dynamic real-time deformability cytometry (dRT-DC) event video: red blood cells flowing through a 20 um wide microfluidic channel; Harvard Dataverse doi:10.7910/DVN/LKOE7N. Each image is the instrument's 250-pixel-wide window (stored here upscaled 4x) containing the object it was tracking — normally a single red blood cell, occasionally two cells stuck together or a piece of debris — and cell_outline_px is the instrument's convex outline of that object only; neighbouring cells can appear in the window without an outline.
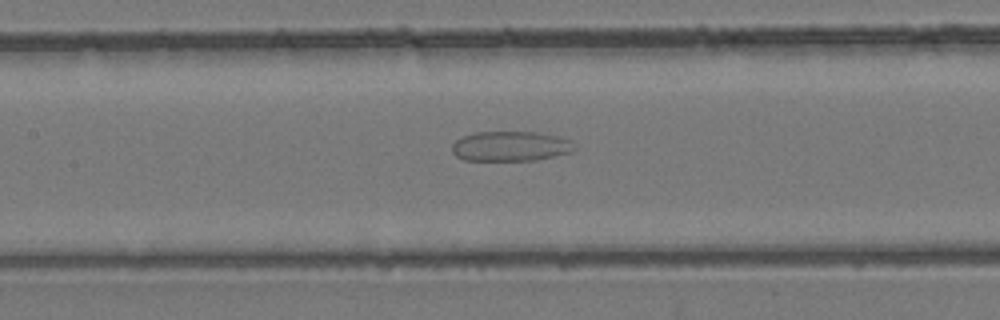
{"species": "common noctule bat (a hibernating species)", "species_latin": "Nyctalus noctula", "temperature_condition": "room temperature", "stored_images_in_passage": 46, "camera_frame_rate_fps": 3000, "um_per_image_px": 0.085, "animal": {"sex": "female", "body_mass_g": 24.6, "forearm_length_mm": 56.2}, "frame": {"image": 1, "passage_image": 22, "time_ms": 7.0, "image_size_px": [1000, 320], "cell_outline_px": [[576, 148], [572, 152], [536, 160], [464, 160], [456, 156], [452, 152], [452, 144], [456, 140], [464, 136], [476, 132], [536, 132], [556, 136], [572, 140]], "centroid_in_image_um": [43.41, 12.43], "position_along_channel_um": 164.0, "area_um2": 21.33}}
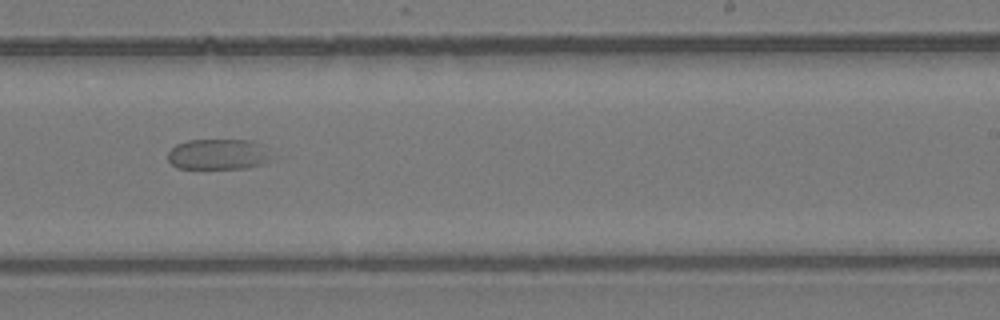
{"frame": {"image": 2, "passage_image": 29, "time_ms": 9.333, "image_size_px": [1000, 320], "cell_outline_px": [[272, 160], [248, 168], [176, 168], [168, 160], [168, 152], [176, 144], [188, 140], [252, 140], [260, 144]], "centroid_in_image_um": [18.5, 13.11], "position_along_channel_um": 270.5, "area_um2": 18.32}}
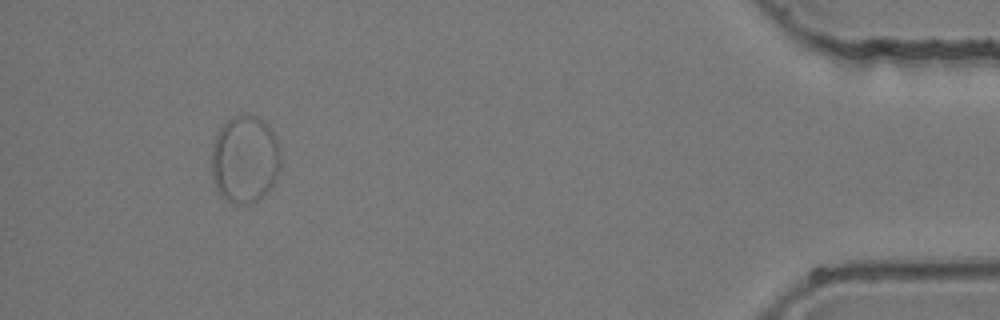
{"frame": {"image": 3, "passage_image": 43, "time_ms": 14.0, "image_size_px": [1000, 320], "cell_outline_px": [[280, 168], [268, 192], [264, 196], [256, 200], [244, 204], [228, 200], [220, 196], [216, 188], [212, 176], [212, 148], [216, 136], [220, 128], [232, 116], [256, 116], [264, 120], [272, 128], [276, 136], [280, 148]], "centroid_in_image_um": [20.83, 13.52], "position_along_channel_um": 414.4, "area_um2": 35.26}}